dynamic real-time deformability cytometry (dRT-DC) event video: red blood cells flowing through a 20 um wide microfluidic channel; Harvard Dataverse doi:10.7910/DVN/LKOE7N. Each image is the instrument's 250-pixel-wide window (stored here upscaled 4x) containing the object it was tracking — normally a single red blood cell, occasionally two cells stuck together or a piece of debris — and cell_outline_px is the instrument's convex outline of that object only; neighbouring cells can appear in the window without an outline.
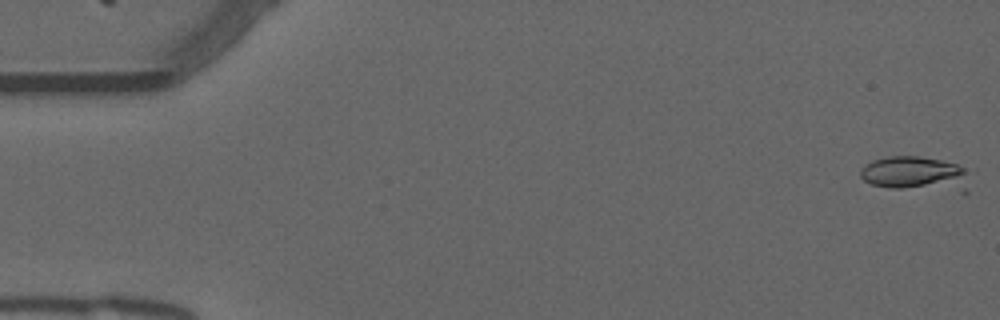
{"species": "common noctule bat (a hibernating species)", "species_latin": "Nyctalus noctula", "temperature_condition": "warm", "stored_images_in_passage": 11, "camera_frame_rate_fps": 3000, "um_per_image_px": 0.085, "animal": {"sex": "male", "forearm_length_mm": 52.5}, "frame": {"image": 1, "passage_image": 1, "time_ms": 0.0, "image_size_px": [1000, 320], "cell_outline_px": [[964, 172], [956, 180], [900, 188], [888, 188], [872, 184], [864, 180], [860, 176], [860, 168], [872, 160], [888, 156], [916, 156], [940, 160], [956, 164], [964, 168]], "centroid_in_image_um": [77.26, 14.58], "position_along_channel_um": 7.7, "area_um2": 18.32}}